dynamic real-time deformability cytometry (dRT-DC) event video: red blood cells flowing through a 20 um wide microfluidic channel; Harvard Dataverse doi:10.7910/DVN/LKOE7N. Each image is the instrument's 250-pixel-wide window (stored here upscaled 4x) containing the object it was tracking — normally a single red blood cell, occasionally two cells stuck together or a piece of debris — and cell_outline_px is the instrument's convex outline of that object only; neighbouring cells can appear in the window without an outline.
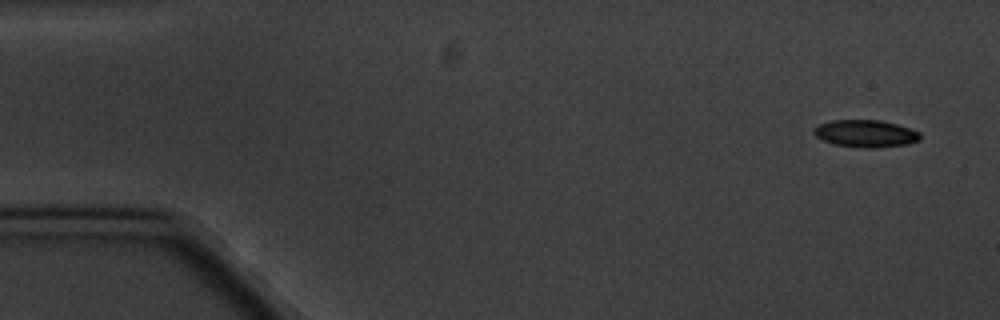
{"species": "common noctule bat (a hibernating species)", "species_latin": "Nyctalus noctula", "temperature_condition": "cold", "stored_images_in_passage": 5, "camera_frame_rate_fps": 3000, "um_per_image_px": 0.085, "animal": {"sex": "male", "body_mass_g": 20.1, "forearm_length_mm": 53.5}, "frame": {"image": 1, "passage_image": 1, "time_ms": 0.0, "image_size_px": [1000, 320], "cell_outline_px": [[920, 140], [904, 144], [872, 148], [864, 148], [836, 144], [824, 140], [816, 136], [812, 132], [812, 128], [820, 124], [832, 120], [880, 120], [896, 124], [920, 132]], "centroid_in_image_um": [73.55, 11.34], "position_along_channel_um": 11.5, "area_um2": 16.65}}
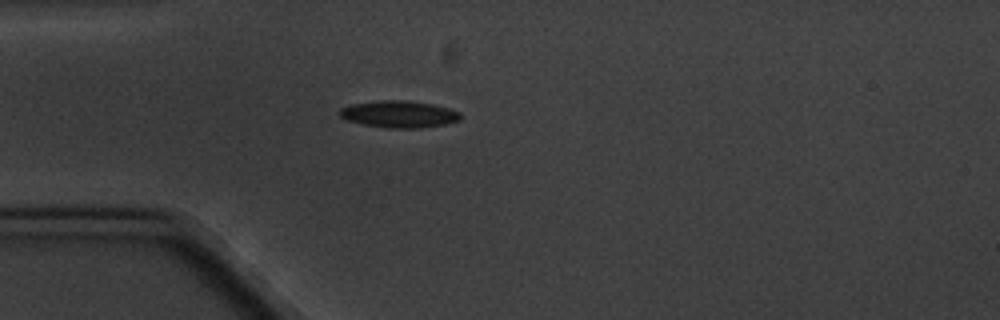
{"frame": {"image": 2, "passage_image": 4, "time_ms": 4.333, "image_size_px": [1000, 320], "cell_outline_px": [[460, 120], [444, 124], [420, 128], [388, 128], [364, 124], [348, 120], [340, 116], [340, 108], [352, 104], [380, 100], [404, 100], [432, 104], [448, 108], [460, 112]], "centroid_in_image_um": [33.93, 9.7], "position_along_channel_um": 51.1, "area_um2": 18.73}}